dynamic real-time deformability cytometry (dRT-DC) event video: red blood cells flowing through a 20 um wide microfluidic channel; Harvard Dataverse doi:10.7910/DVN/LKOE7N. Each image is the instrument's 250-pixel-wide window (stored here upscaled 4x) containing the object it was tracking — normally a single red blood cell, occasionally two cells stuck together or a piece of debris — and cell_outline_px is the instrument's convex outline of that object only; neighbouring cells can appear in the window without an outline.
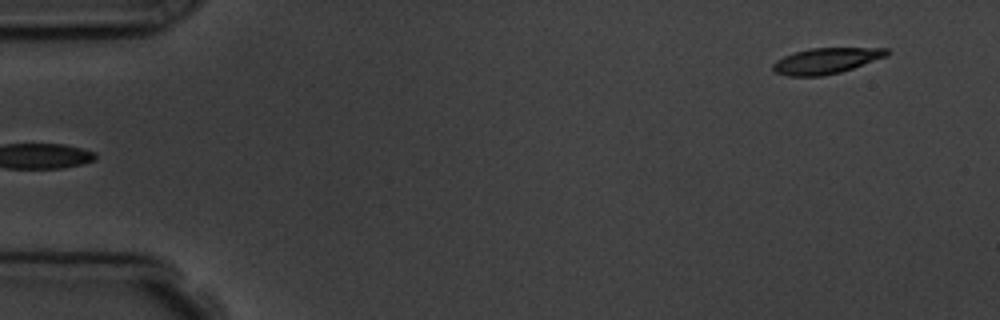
{"species": "common noctule bat (a hibernating species)", "species_latin": "Nyctalus noctula", "temperature_condition": "room temperature", "stored_images_in_passage": 6, "segment_of_instrument_passage": [2, 2], "camera_frame_rate_fps": 3000, "um_per_image_px": 0.085, "animal": {"sex": "male", "body_mass_g": 19.5, "forearm_length_mm": 54.6}, "frame": {"image": 1, "passage_image": 6, "time_ms": 5.667, "image_size_px": [1000, 320], "cell_outline_px": [[888, 56], [840, 72], [820, 76], [788, 76], [776, 72], [772, 68], [772, 64], [776, 60], [784, 56], [796, 52], [812, 48], [888, 48]], "centroid_in_image_um": [70.22, 5.17], "position_along_channel_um": 14.8, "area_um2": 16.94}}